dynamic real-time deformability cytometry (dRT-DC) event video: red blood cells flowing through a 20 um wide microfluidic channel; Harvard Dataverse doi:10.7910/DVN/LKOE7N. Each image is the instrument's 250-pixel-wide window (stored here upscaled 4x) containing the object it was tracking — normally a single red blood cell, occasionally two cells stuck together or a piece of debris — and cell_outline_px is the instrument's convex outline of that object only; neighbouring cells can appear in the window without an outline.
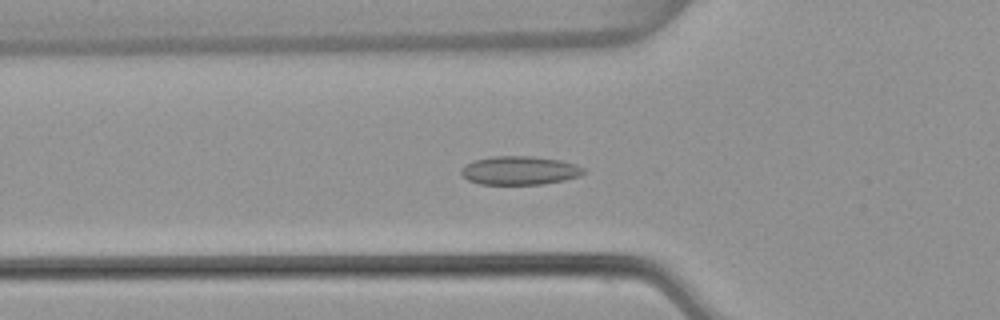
{"species": "common noctule bat (a hibernating species)", "species_latin": "Nyctalus noctula", "temperature_condition": "warm", "stored_images_in_passage": 54, "camera_frame_rate_fps": 3000, "um_per_image_px": 0.085, "animal": {"sex": "female", "body_mass_g": 22.7, "forearm_length_mm": 54.2}, "frame": {"image": 1, "passage_image": 19, "time_ms": 6.0, "image_size_px": [1000, 320], "cell_outline_px": [[584, 172], [580, 176], [564, 180], [544, 184], [480, 184], [468, 180], [460, 172], [460, 168], [464, 164], [476, 160], [492, 156], [532, 156], [560, 160], [576, 164], [584, 168]], "centroid_in_image_um": [44.16, 14.49], "position_along_channel_um": 81.6, "area_um2": 20.46}}
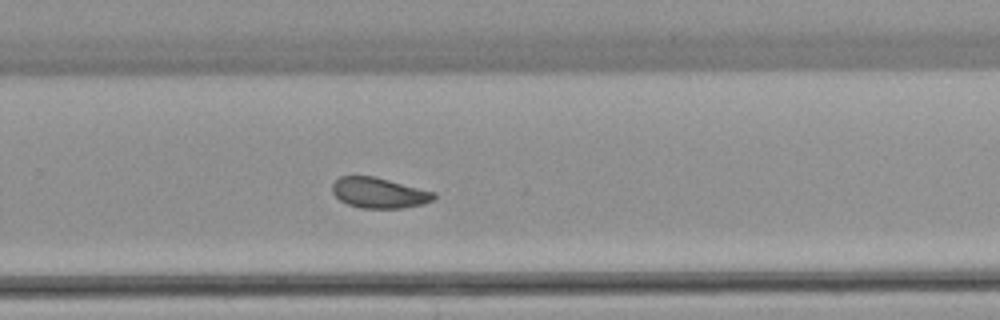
{"frame": {"image": 2, "passage_image": 36, "time_ms": 11.667, "image_size_px": [1000, 320], "cell_outline_px": [[436, 196], [432, 200], [424, 204], [404, 208], [360, 208], [348, 204], [340, 200], [332, 192], [332, 184], [340, 176], [372, 176], [436, 192]], "centroid_in_image_um": [32.22, 16.4], "position_along_channel_um": 297.6, "area_um2": 17.98}}
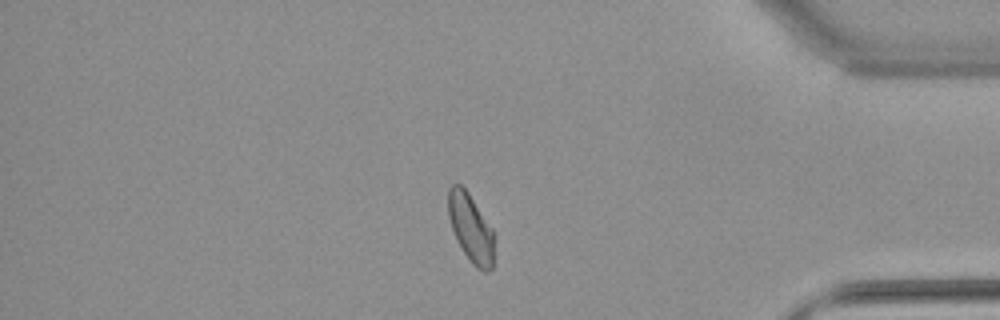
{"frame": {"image": 3, "passage_image": 46, "time_ms": 15.0, "image_size_px": [1000, 320], "cell_outline_px": [[492, 268], [488, 272], [484, 272], [476, 268], [472, 264], [456, 240], [448, 216], [448, 188], [452, 184], [460, 184], [468, 192], [492, 228]], "centroid_in_image_um": [39.98, 19.37], "position_along_channel_um": 395.2, "area_um2": 17.98}, "authors_computed_cell_mechanics": {"area_um2": 19.363, "velocity_mm_per_s": 3.807, "shape_relaxation_time_tau1_ms": 7.9994, "shape_relaxation_time_tau2_ms": 1.6825, "deformation_change_tau1": 0.132, "deformation_change_tau2": 0.0575}}